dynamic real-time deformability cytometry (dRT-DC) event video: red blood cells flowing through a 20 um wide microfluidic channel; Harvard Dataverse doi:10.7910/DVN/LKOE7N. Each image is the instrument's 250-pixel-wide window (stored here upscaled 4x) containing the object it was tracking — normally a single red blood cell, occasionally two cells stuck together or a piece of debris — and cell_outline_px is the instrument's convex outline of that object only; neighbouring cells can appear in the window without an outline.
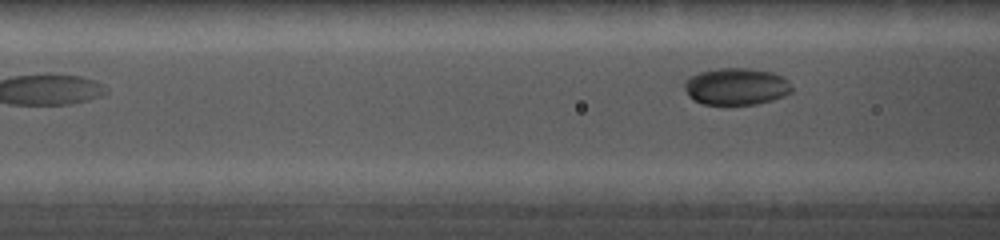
{"species": "common noctule bat (a hibernating species)", "species_latin": "Nyctalus noctula", "temperature_condition": "cold", "stored_images_in_passage": 14, "camera_frame_rate_fps": 5000, "um_per_image_px": 0.085, "animal": {"sex": "female", "body_mass_g": 19.0, "forearm_length_mm": 56.7}, "frame": {"image": 1, "passage_image": 7, "time_ms": 1.0, "image_size_px": [1000, 240], "cell_outline_px": [[792, 92], [784, 96], [772, 100], [756, 104], [704, 104], [688, 96], [684, 88], [684, 84], [692, 76], [700, 72], [716, 68], [752, 68], [772, 72], [784, 76], [788, 80], [792, 88]], "centroid_in_image_um": [62.63, 7.34], "position_along_channel_um": 104.0, "area_um2": 23.12}}